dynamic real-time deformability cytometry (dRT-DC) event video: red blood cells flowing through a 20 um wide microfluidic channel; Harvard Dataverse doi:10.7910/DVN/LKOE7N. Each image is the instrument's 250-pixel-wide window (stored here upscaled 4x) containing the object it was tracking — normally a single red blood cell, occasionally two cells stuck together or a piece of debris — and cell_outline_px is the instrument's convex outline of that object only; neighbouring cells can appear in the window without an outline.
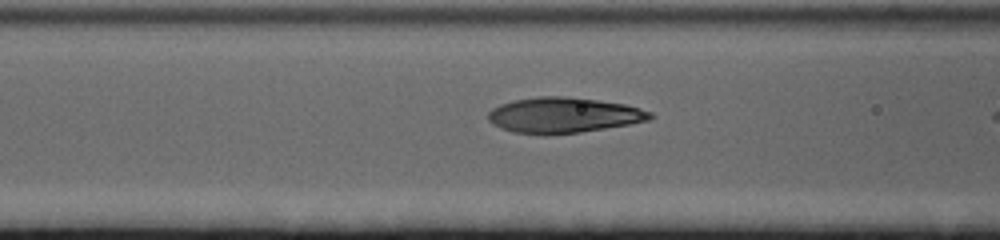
{"species": "human", "species_latin": "Homo sapiens", "temperature_condition": "cold", "stored_images_in_passage": 18, "camera_frame_rate_fps": 3000, "um_per_image_px": 0.085, "donor": {"sex": "female"}, "frame": {"image": 1, "passage_image": 16, "time_ms": 5.0, "image_size_px": [1000, 240], "cell_outline_px": [[656, 116], [652, 120], [580, 132], [544, 136], [512, 132], [500, 128], [492, 124], [488, 120], [488, 112], [492, 108], [500, 104], [512, 100], [540, 96], [564, 96], [596, 100], [624, 104], [640, 108], [652, 112]], "centroid_in_image_um": [47.88, 9.8], "position_along_channel_um": 118.7, "area_um2": 33.87}}